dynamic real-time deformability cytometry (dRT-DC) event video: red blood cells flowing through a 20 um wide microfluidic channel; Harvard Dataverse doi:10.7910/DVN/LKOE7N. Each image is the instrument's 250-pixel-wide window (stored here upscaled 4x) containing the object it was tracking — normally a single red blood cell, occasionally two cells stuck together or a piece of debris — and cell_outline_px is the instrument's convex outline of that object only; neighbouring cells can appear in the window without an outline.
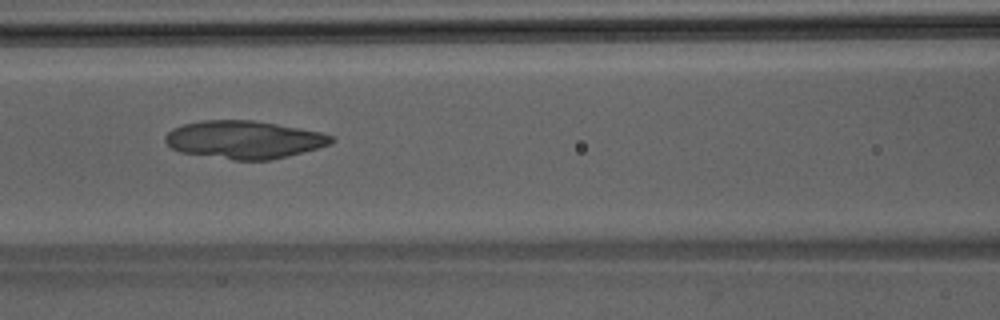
{"species": "Egyptian fruit bat (a non-hibernating species)", "species_latin": "Rousettus aegyptiacus", "temperature_condition": "room temperature", "stored_images_in_passage": 36, "camera_frame_rate_fps": 3000, "um_per_image_px": 0.085, "animal": {"sex": "male"}, "frame": {"image": 1, "passage_image": 10, "time_ms": 3.0, "image_size_px": [1000, 320], "cell_outline_px": [[336, 140], [332, 144], [288, 156], [272, 160], [232, 160], [180, 152], [172, 148], [164, 140], [164, 136], [172, 128], [184, 124], [204, 120], [252, 120], [276, 124], [320, 132], [332, 136]], "centroid_in_image_um": [20.74, 11.88], "position_along_channel_um": 145.9, "area_um2": 36.65}}
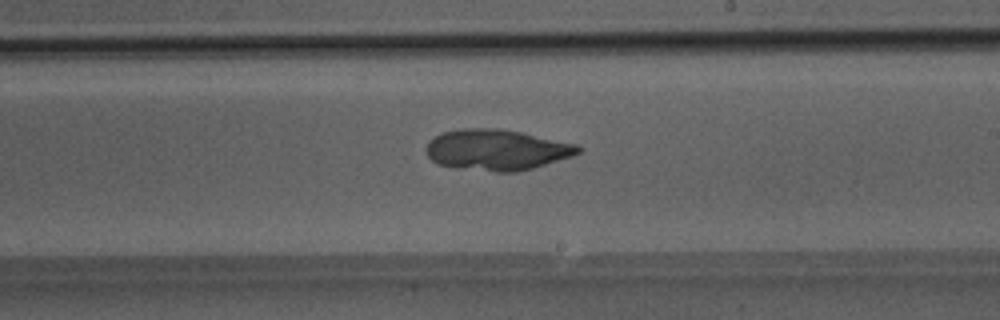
{"frame": {"image": 2, "passage_image": 17, "time_ms": 5.333, "image_size_px": [1000, 320], "cell_outline_px": [[584, 148], [580, 152], [572, 156], [532, 168], [516, 172], [496, 172], [456, 168], [436, 164], [428, 156], [424, 148], [428, 140], [440, 132], [460, 128], [496, 128], [520, 132], [576, 144]], "centroid_in_image_um": [42.15, 12.73], "position_along_channel_um": 246.8, "area_um2": 36.47}}
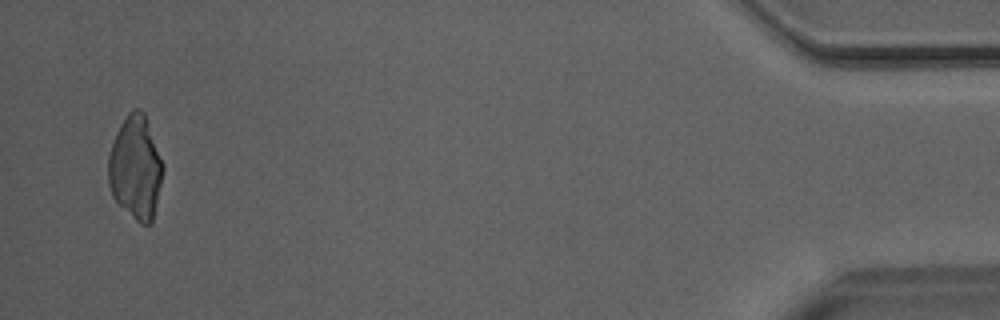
{"frame": {"image": 3, "passage_image": 35, "time_ms": 11.333, "image_size_px": [1000, 320], "cell_outline_px": [[164, 168], [152, 220], [148, 224], [140, 224], [112, 196], [108, 184], [108, 156], [116, 132], [120, 124], [128, 112], [132, 108], [140, 108], [144, 112], [164, 164]], "centroid_in_image_um": [11.52, 14.2], "position_along_channel_um": 423.7, "area_um2": 32.77}}